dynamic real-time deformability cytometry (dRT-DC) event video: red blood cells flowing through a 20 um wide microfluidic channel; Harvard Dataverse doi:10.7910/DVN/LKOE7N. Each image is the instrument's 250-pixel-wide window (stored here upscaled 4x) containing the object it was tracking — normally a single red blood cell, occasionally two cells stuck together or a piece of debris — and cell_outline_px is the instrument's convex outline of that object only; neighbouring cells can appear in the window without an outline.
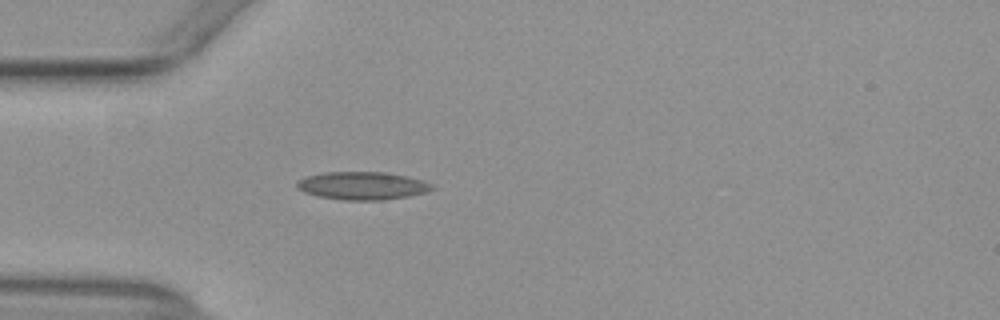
{"species": "common noctule bat (a hibernating species)", "species_latin": "Nyctalus noctula", "temperature_condition": "warm", "stored_images_in_passage": 39, "camera_frame_rate_fps": 3000, "um_per_image_px": 0.085, "animal": {"sex": "female", "body_mass_g": 29.2, "forearm_length_mm": 56.3}, "frame": {"image": 1, "passage_image": 2, "time_ms": 0.333, "image_size_px": [1000, 320], "cell_outline_px": [[436, 188], [424, 192], [408, 196], [384, 200], [344, 200], [320, 196], [304, 192], [296, 184], [304, 176], [324, 172], [384, 172], [408, 176], [432, 184]], "centroid_in_image_um": [30.81, 15.78], "position_along_channel_um": 54.2, "area_um2": 21.79}}
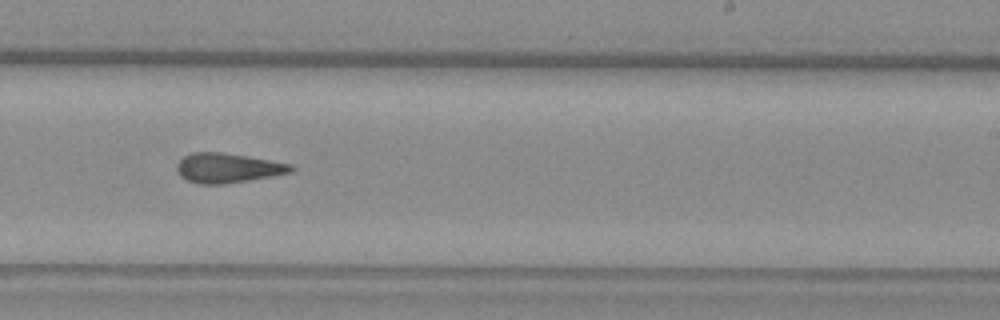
{"frame": {"image": 2, "passage_image": 19, "time_ms": 6.0, "image_size_px": [1000, 320], "cell_outline_px": [[296, 168], [292, 172], [272, 176], [224, 184], [200, 184], [188, 180], [180, 176], [176, 172], [176, 164], [184, 156], [192, 152], [220, 152], [248, 156], [292, 164]], "centroid_in_image_um": [19.35, 14.27], "position_along_channel_um": 269.6, "area_um2": 19.77}}
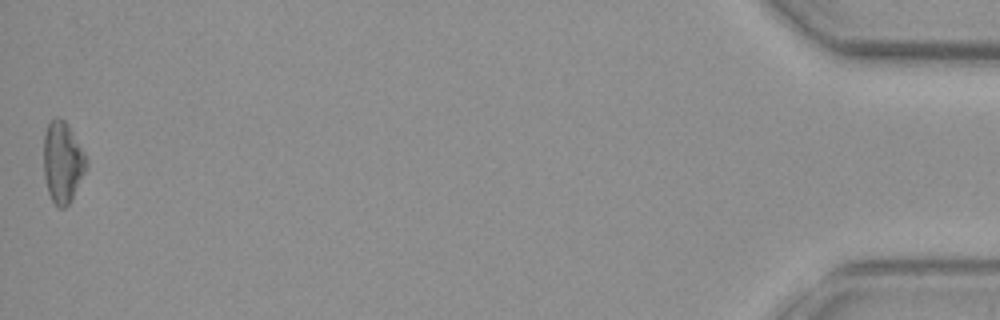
{"frame": {"image": 3, "passage_image": 39, "time_ms": 12.667, "image_size_px": [1000, 320], "cell_outline_px": [[88, 164], [68, 204], [64, 208], [60, 208], [52, 200], [48, 192], [44, 176], [44, 132], [48, 124], [56, 116], [60, 116], [68, 124], [88, 160]], "centroid_in_image_um": [5.3, 13.74], "position_along_channel_um": 429.9, "area_um2": 19.88}, "authors_computed_cell_mechanics": {"area_um2": 19.7676, "velocity_mm_per_s": 3.9288, "shape_relaxation_time_tau1_ms": null, "shape_relaxation_time_tau2_ms": 3.5935, "deformation_change_tau1": null, "deformation_change_tau2": 0.139}}